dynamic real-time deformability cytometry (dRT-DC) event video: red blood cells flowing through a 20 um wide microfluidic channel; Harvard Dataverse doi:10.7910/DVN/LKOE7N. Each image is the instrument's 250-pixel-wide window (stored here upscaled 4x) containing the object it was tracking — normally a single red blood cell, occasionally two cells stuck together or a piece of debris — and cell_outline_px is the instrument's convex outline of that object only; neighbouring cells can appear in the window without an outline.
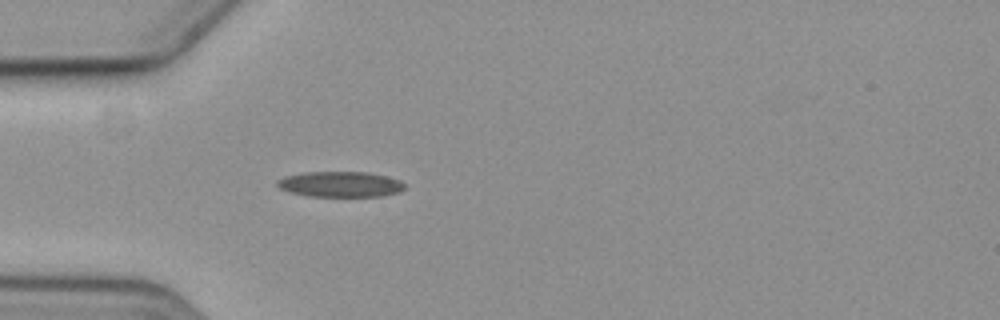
{"species": "common noctule bat (a hibernating species)", "species_latin": "Nyctalus noctula", "temperature_condition": "cold", "stored_images_in_passage": 2, "camera_frame_rate_fps": 3000, "um_per_image_px": 0.085, "animal": {"sex": "female", "body_mass_g": 19.3, "forearm_length_mm": 54.1}, "frame": {"image": 1, "passage_image": 2, "time_ms": 1.333, "image_size_px": [1000, 320], "cell_outline_px": [[404, 188], [400, 192], [384, 196], [308, 196], [292, 192], [280, 188], [276, 184], [276, 180], [284, 176], [304, 172], [364, 172], [384, 176], [400, 180], [404, 184]], "centroid_in_image_um": [28.91, 15.66], "position_along_channel_um": 56.1, "area_um2": 18.84}}